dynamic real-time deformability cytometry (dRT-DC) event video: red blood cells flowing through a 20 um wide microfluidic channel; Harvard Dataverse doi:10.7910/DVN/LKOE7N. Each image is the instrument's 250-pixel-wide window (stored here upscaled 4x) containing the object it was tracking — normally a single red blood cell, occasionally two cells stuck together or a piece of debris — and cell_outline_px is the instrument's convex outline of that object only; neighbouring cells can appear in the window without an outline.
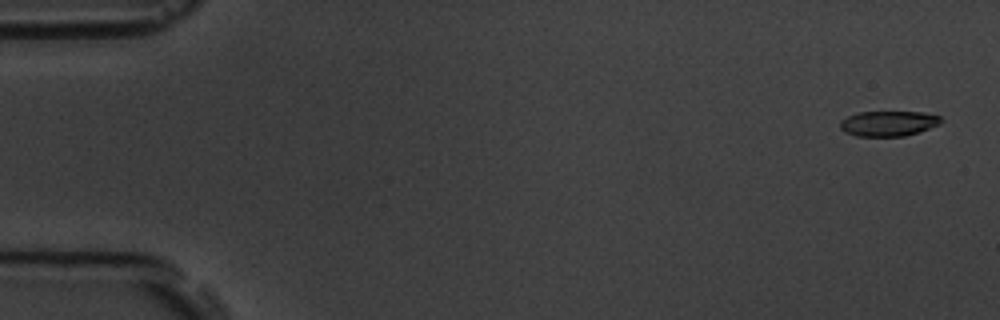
{"species": "common noctule bat (a hibernating species)", "species_latin": "Nyctalus noctula", "temperature_condition": "room temperature", "stored_images_in_passage": 5, "camera_frame_rate_fps": 3000, "um_per_image_px": 0.085, "animal": {"sex": "male", "body_mass_g": 19.5, "forearm_length_mm": 54.6}, "frame": {"image": 1, "passage_image": 1, "time_ms": 0.0, "image_size_px": [1000, 320], "cell_outline_px": [[944, 120], [940, 124], [904, 136], [856, 136], [844, 132], [840, 128], [840, 120], [856, 112], [924, 112], [940, 116]], "centroid_in_image_um": [75.49, 10.49], "position_along_channel_um": 9.5, "area_um2": 14.85}}
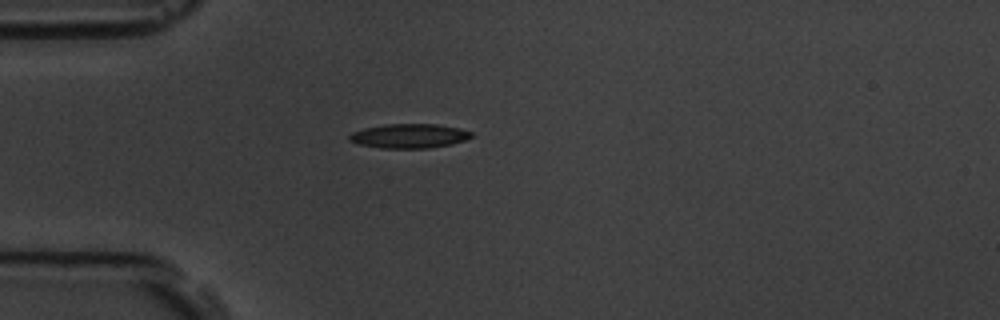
{"frame": {"image": 2, "passage_image": 5, "time_ms": 4.667, "image_size_px": [1000, 320], "cell_outline_px": [[476, 136], [452, 144], [428, 148], [380, 148], [360, 144], [348, 140], [348, 136], [352, 132], [364, 128], [384, 124], [436, 124], [460, 128], [472, 132]], "centroid_in_image_um": [34.8, 11.55], "position_along_channel_um": 50.2, "area_um2": 17.4}}